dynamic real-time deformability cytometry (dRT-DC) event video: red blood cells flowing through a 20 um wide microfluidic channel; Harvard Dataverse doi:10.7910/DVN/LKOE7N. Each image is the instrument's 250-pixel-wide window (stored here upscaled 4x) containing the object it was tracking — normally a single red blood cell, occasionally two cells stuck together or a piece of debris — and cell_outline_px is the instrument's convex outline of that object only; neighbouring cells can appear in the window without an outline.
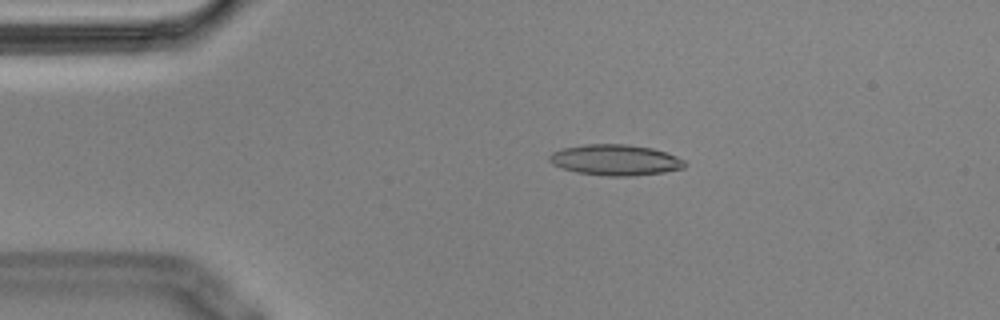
{"species": "Egyptian fruit bat (a non-hibernating species)", "species_latin": "Rousettus aegyptiacus", "temperature_condition": "cold", "stored_images_in_passage": 55, "camera_frame_rate_fps": 3000, "um_per_image_px": 0.085, "animal": {"sex": "male"}, "frame": {"image": 1, "passage_image": 11, "time_ms": 3.333, "image_size_px": [1000, 320], "cell_outline_px": [[684, 168], [664, 172], [632, 176], [608, 176], [576, 172], [552, 164], [548, 160], [548, 156], [552, 152], [564, 148], [584, 144], [628, 144], [652, 148], [676, 156], [684, 160]], "centroid_in_image_um": [52.28, 13.59], "position_along_channel_um": 32.7, "area_um2": 24.22}}
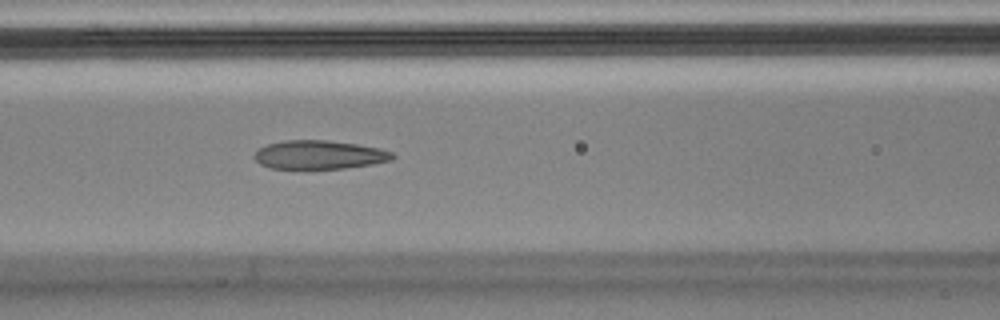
{"frame": {"image": 2, "passage_image": 23, "time_ms": 7.333, "image_size_px": [1000, 320], "cell_outline_px": [[396, 156], [392, 160], [372, 164], [344, 168], [272, 168], [260, 164], [252, 156], [260, 148], [268, 144], [284, 140], [328, 140], [356, 144], [380, 148], [392, 152]], "centroid_in_image_um": [27.16, 13.15], "position_along_channel_um": 139.4, "area_um2": 22.95}}
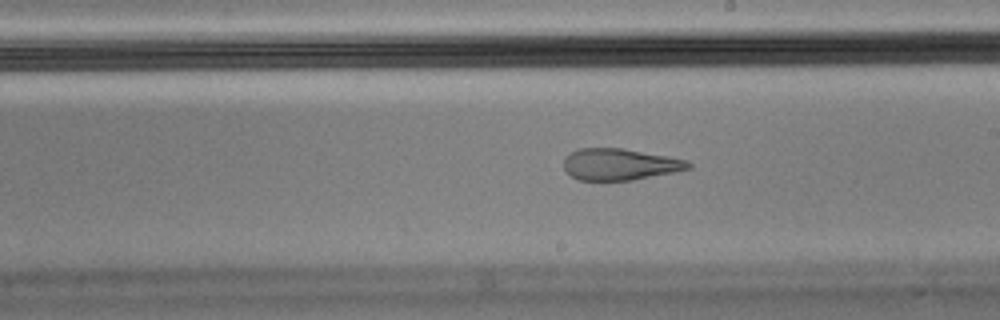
{"frame": {"image": 3, "passage_image": 31, "time_ms": 10.0, "image_size_px": [1000, 320], "cell_outline_px": [[692, 168], [676, 172], [632, 180], [580, 180], [572, 176], [564, 168], [564, 160], [576, 148], [624, 148], [668, 156], [688, 160], [692, 164]], "centroid_in_image_um": [52.74, 13.96], "position_along_channel_um": 236.3, "area_um2": 22.95}, "authors_computed_cell_mechanics": {"area_um2": 24.276, "velocity_mm_per_s": 3.6351, "shape_relaxation_time_tau1_ms": null, "shape_relaxation_time_tau2_ms": 2.1688, "deformation_change_tau1": null, "deformation_change_tau2": 0.1009}}